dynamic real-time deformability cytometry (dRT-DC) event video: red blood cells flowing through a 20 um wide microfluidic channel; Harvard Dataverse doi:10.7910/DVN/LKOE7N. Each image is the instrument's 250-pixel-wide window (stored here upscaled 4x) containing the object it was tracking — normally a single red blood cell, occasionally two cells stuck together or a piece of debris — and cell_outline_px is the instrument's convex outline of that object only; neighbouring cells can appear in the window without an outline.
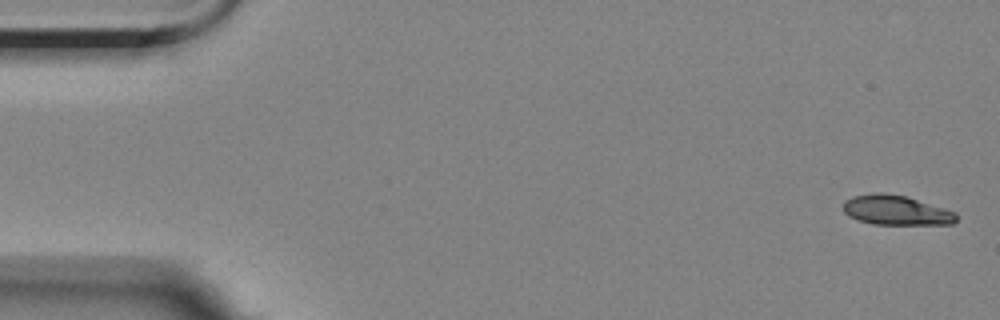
{"species": "Egyptian fruit bat (a non-hibernating species)", "species_latin": "Rousettus aegyptiacus", "temperature_condition": "room temperature", "stored_images_in_passage": 6, "camera_frame_rate_fps": 3000, "um_per_image_px": 0.085, "animal": {"sex": "female"}, "frame": {"image": 1, "passage_image": 1, "time_ms": 0.0, "image_size_px": [1000, 320], "cell_outline_px": [[956, 220], [952, 224], [872, 224], [848, 216], [844, 212], [844, 200], [852, 196], [876, 192], [880, 192], [908, 196], [956, 212]], "centroid_in_image_um": [76.15, 17.85], "position_along_channel_um": 8.8, "area_um2": 19.59}}
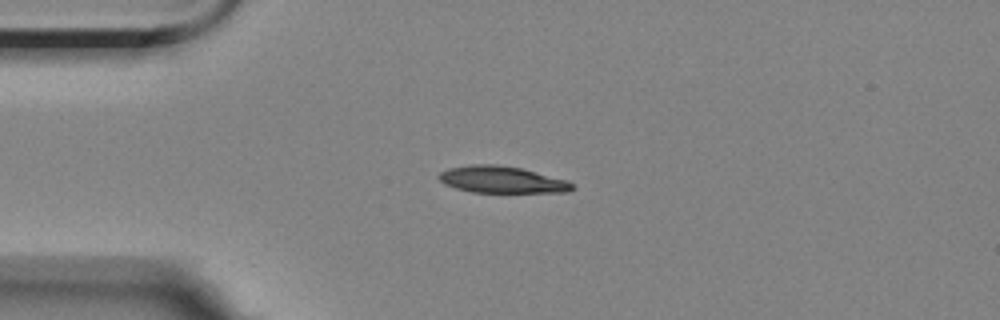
{"frame": {"image": 2, "passage_image": 4, "time_ms": 4.0, "image_size_px": [1000, 320], "cell_outline_px": [[576, 188], [568, 192], [472, 192], [456, 188], [444, 184], [436, 176], [440, 172], [448, 168], [472, 164], [496, 164], [520, 168], [568, 180]], "centroid_in_image_um": [42.64, 15.27], "position_along_channel_um": 42.4, "area_um2": 20.81}}
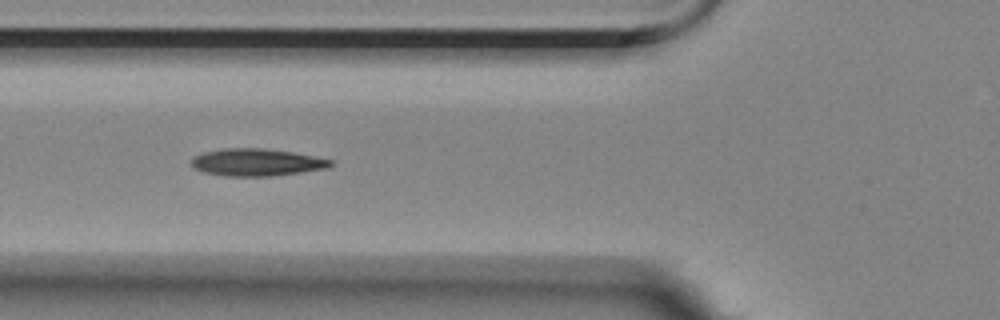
{"frame": {"image": 3, "passage_image": 6, "time_ms": 6.333, "image_size_px": [1000, 320], "cell_outline_px": [[332, 164], [328, 168], [272, 176], [224, 176], [204, 172], [192, 168], [192, 156], [204, 152], [224, 148], [264, 148], [292, 152], [332, 160]], "centroid_in_image_um": [21.77, 13.8], "position_along_channel_um": 104.0, "area_um2": 22.08}}